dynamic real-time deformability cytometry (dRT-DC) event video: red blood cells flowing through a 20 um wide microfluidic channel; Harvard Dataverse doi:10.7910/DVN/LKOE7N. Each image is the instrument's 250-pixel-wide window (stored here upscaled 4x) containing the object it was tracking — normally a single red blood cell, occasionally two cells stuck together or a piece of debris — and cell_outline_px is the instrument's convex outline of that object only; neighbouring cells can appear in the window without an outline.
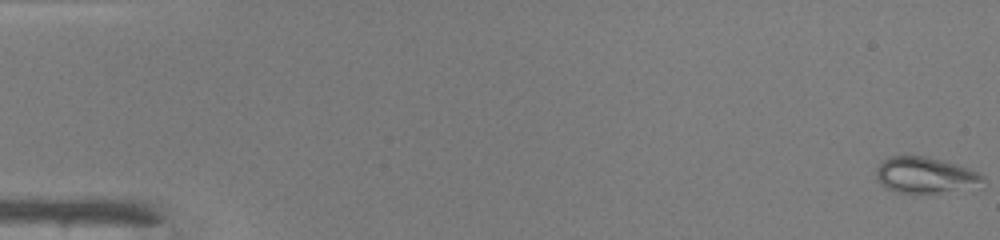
{"species": "common noctule bat (a hibernating species)", "species_latin": "Nyctalus noctula", "temperature_condition": "warm", "stored_images_in_passage": 49, "camera_frame_rate_fps": 3000, "um_per_image_px": 0.085, "animal": {"sex": "male", "body_mass_g": 19.0, "forearm_length_mm": 50.8}, "frame": {"image": 1, "passage_image": 1, "time_ms": 0.0, "image_size_px": [1000, 240], "cell_outline_px": [[984, 180], [936, 192], [896, 192], [884, 188], [876, 180], [876, 168], [888, 156], [928, 156], [944, 160], [980, 172], [984, 176]], "centroid_in_image_um": [78.48, 14.83], "position_along_channel_um": 6.5, "area_um2": 21.5}}
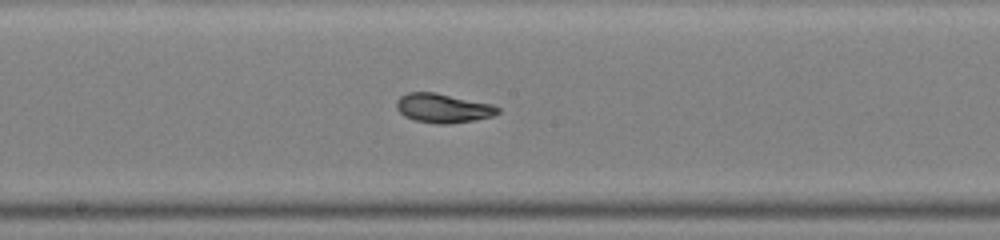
{"frame": {"image": 2, "passage_image": 27, "time_ms": 8.667, "image_size_px": [1000, 240], "cell_outline_px": [[500, 112], [492, 116], [472, 120], [448, 124], [436, 124], [416, 120], [404, 116], [396, 108], [396, 100], [400, 96], [408, 92], [436, 92], [492, 104], [500, 108]], "centroid_in_image_um": [37.64, 9.18], "position_along_channel_um": 210.6, "area_um2": 17.22}}
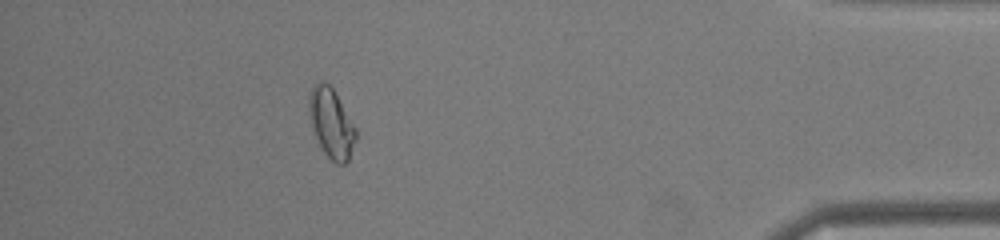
{"frame": {"image": 3, "passage_image": 44, "time_ms": 14.333, "image_size_px": [1000, 240], "cell_outline_px": [[356, 140], [348, 160], [344, 164], [336, 164], [324, 152], [316, 136], [312, 124], [308, 108], [308, 92], [320, 80], [328, 84], [332, 88], [356, 128]], "centroid_in_image_um": [28.16, 10.46], "position_along_channel_um": 407.0, "area_um2": 18.55}, "authors_computed_cell_mechanics": {"area_um2": 17.5712, "velocity_mm_per_s": 4.2603, "shape_relaxation_time_tau1_ms": 5.4339, "shape_relaxation_time_tau2_ms": null, "deformation_change_tau1": 0.2092, "deformation_change_tau2": null}}